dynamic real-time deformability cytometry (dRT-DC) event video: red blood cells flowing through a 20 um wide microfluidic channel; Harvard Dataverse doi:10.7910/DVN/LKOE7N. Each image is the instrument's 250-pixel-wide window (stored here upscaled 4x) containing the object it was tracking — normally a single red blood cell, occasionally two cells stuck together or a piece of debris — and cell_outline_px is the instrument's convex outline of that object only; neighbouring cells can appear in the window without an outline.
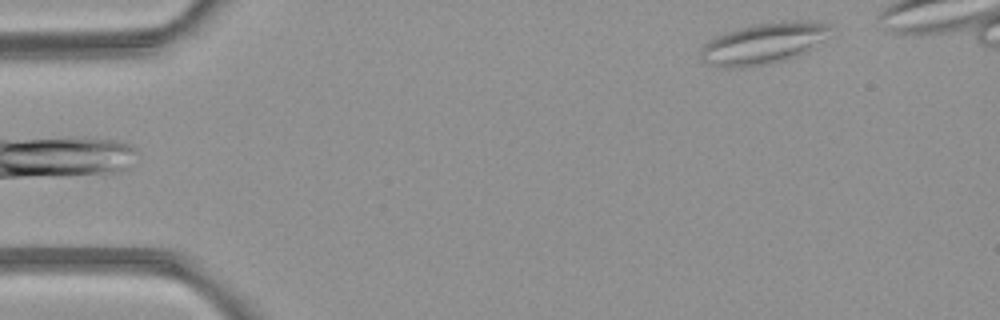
{"species": "common noctule bat (a hibernating species)", "species_latin": "Nyctalus noctula", "temperature_condition": "room temperature", "stored_images_in_passage": 2, "camera_frame_rate_fps": 3000, "um_per_image_px": 0.085, "animal": {"sex": "female", "body_mass_g": 21.9}, "frame": {"image": 1, "passage_image": 2, "time_ms": 1.0, "image_size_px": [1000, 320], "cell_outline_px": [[828, 28], [808, 52], [800, 56], [768, 64], [740, 68], [720, 68], [708, 64], [700, 60], [700, 48], [708, 40], [716, 36], [740, 28], [756, 24], [784, 20], [816, 20], [828, 24]], "centroid_in_image_um": [64.8, 3.71], "position_along_channel_um": 20.2, "area_um2": 30.98}}